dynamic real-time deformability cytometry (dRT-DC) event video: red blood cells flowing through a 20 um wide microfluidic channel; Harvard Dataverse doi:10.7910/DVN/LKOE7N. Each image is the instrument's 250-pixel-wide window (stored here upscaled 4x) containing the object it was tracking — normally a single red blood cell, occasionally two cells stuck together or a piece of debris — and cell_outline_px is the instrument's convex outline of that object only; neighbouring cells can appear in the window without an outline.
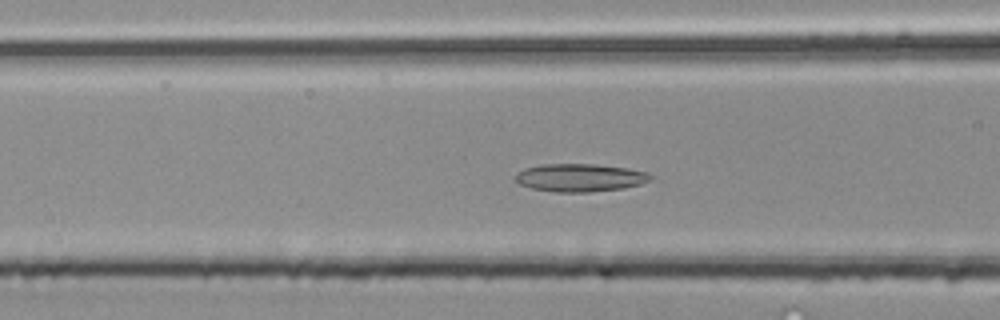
{"species": "common noctule bat (a hibernating species)", "species_latin": "Nyctalus noctula", "temperature_condition": "room temperature", "stored_images_in_passage": 38, "camera_frame_rate_fps": 3000, "um_per_image_px": 0.085, "animal": {"sex": "male", "body_mass_g": 20.4}, "frame": {"image": 1, "passage_image": 7, "time_ms": 2.0, "image_size_px": [1000, 320], "cell_outline_px": [[652, 180], [640, 184], [620, 188], [588, 192], [556, 192], [532, 188], [520, 184], [516, 180], [516, 172], [524, 168], [540, 164], [592, 164], [628, 168], [648, 172], [652, 176]], "centroid_in_image_um": [49.29, 15.09], "position_along_channel_um": 117.3, "area_um2": 21.91}}
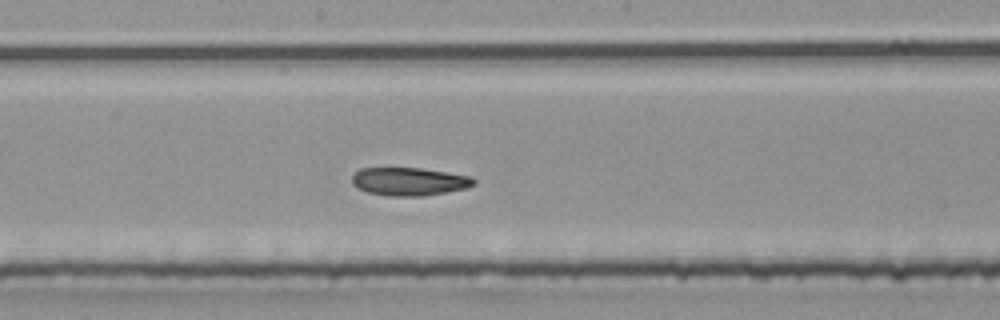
{"frame": {"image": 2, "passage_image": 14, "time_ms": 4.333, "image_size_px": [1000, 320], "cell_outline_px": [[476, 184], [464, 188], [424, 196], [388, 196], [368, 192], [356, 188], [352, 184], [352, 176], [360, 168], [420, 168], [472, 176], [476, 180]], "centroid_in_image_um": [34.76, 15.43], "position_along_channel_um": 213.4, "area_um2": 19.94}}
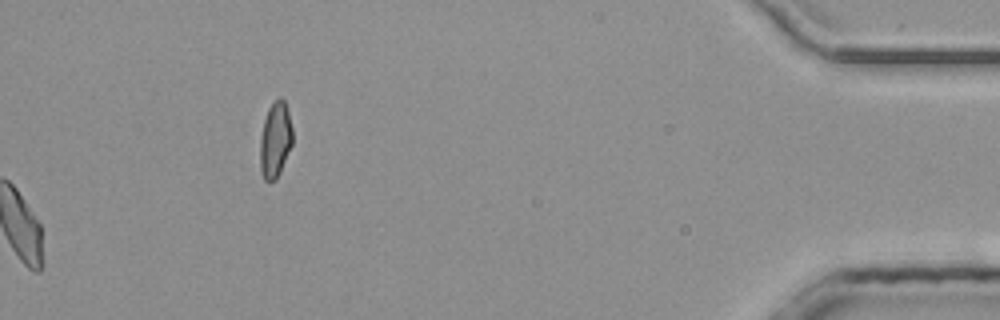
{"frame": {"image": 3, "passage_image": 38, "time_ms": 12.333, "image_size_px": [1000, 320], "cell_outline_px": [[292, 144], [280, 172], [276, 180], [268, 184], [264, 180], [260, 168], [260, 136], [264, 120], [268, 108], [280, 96], [284, 100], [288, 112], [292, 128]], "centroid_in_image_um": [23.38, 11.93], "position_along_channel_um": 411.8, "area_um2": 14.39}, "authors_computed_cell_mechanics": {"area_um2": 20.0566, "velocity_mm_per_s": 4.1195, "shape_relaxation_time_tau1_ms": 8.0378, "shape_relaxation_time_tau2_ms": 4.8228, "deformation_change_tau1": 0.1933, "deformation_change_tau2": 0.099}}